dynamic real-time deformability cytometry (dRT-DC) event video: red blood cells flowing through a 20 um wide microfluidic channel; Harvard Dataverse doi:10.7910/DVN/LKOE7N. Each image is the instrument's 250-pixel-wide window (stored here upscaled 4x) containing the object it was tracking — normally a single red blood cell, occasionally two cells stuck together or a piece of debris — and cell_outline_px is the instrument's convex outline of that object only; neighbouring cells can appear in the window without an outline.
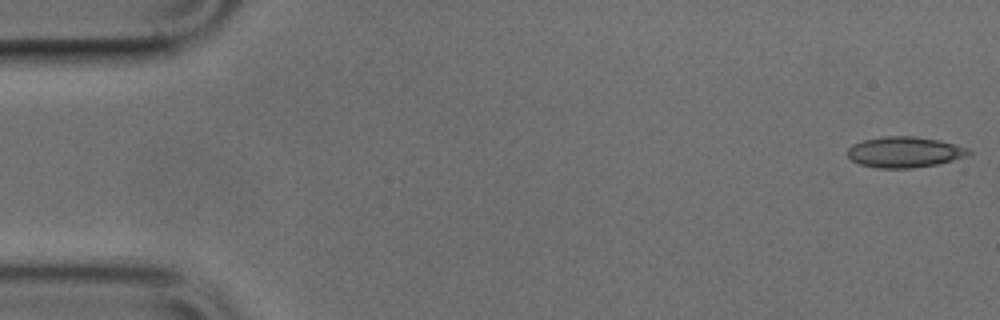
{"species": "common noctule bat (a hibernating species)", "species_latin": "Nyctalus noctula", "temperature_condition": "cold", "stored_images_in_passage": 49, "camera_frame_rate_fps": 3000, "um_per_image_px": 0.085, "animal": {"sex": "male", "body_mass_g": 17.9, "forearm_length_mm": 54.2}, "frame": {"image": 1, "passage_image": 1, "time_ms": 0.0, "image_size_px": [1000, 320], "cell_outline_px": [[972, 152], [964, 156], [952, 160], [936, 164], [908, 168], [876, 168], [860, 164], [852, 160], [848, 156], [848, 148], [852, 144], [864, 140], [884, 136], [912, 136], [940, 140], [956, 144], [968, 148]], "centroid_in_image_um": [76.87, 12.92], "position_along_channel_um": 8.1, "area_um2": 21.56}}
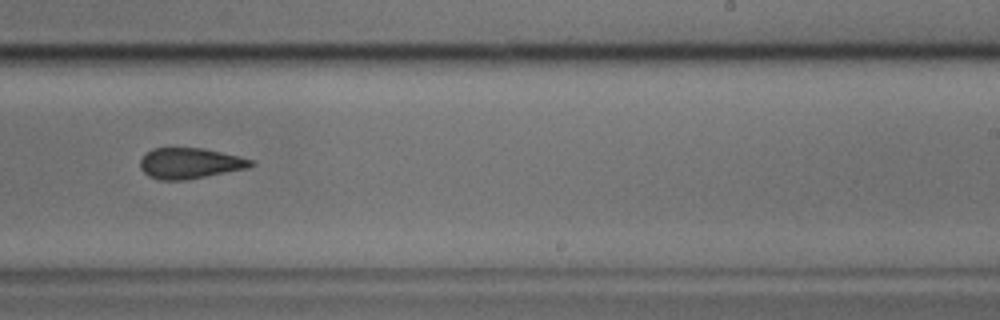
{"frame": {"image": 2, "passage_image": 30, "time_ms": 9.667, "image_size_px": [1000, 320], "cell_outline_px": [[256, 164], [248, 168], [184, 180], [160, 180], [148, 176], [140, 168], [140, 160], [152, 148], [204, 148], [240, 156], [252, 160]], "centroid_in_image_um": [16.15, 13.87], "position_along_channel_um": 272.8, "area_um2": 19.77}}
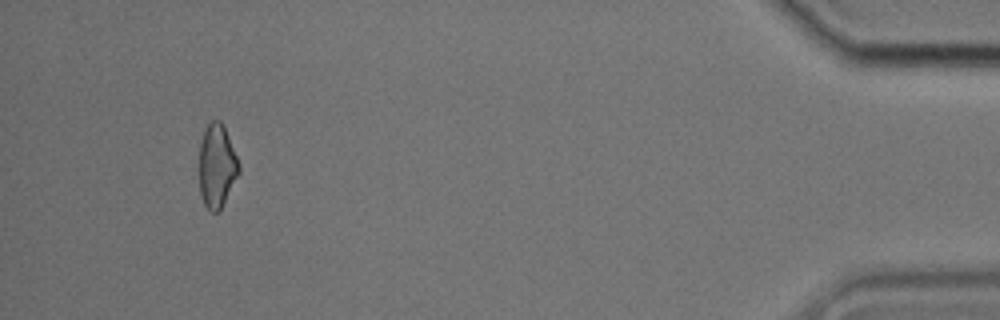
{"frame": {"image": 3, "passage_image": 46, "time_ms": 15.0, "image_size_px": [1000, 320], "cell_outline_px": [[240, 172], [220, 212], [212, 212], [204, 204], [200, 192], [200, 140], [208, 124], [212, 120], [220, 120], [224, 124], [240, 164]], "centroid_in_image_um": [18.46, 14.11], "position_along_channel_um": 416.7, "area_um2": 19.48}}